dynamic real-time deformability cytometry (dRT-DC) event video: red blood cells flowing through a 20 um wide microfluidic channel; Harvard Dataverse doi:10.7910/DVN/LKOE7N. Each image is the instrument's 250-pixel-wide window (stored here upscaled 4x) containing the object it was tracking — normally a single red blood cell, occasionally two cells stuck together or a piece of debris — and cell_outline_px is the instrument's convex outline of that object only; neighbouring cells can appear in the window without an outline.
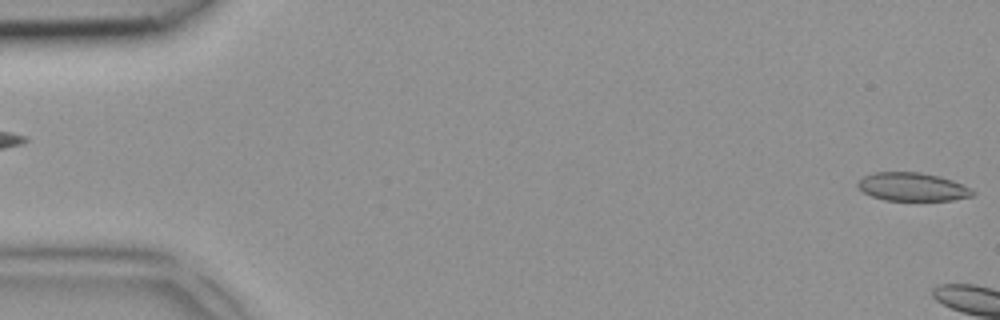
{"species": "common noctule bat (a hibernating species)", "species_latin": "Nyctalus noctula", "temperature_condition": "room temperature", "stored_images_in_passage": 3, "segment_of_instrument_passage": [2, 2], "camera_frame_rate_fps": 3000, "um_per_image_px": 0.085, "animal": {"sex": "female", "body_mass_g": 18.4}, "frame": {"image": 1, "passage_image": 3, "time_ms": 0.667, "image_size_px": [1000, 320], "cell_outline_px": [[976, 192], [972, 196], [952, 200], [884, 200], [872, 196], [856, 188], [856, 184], [864, 176], [876, 172], [920, 172], [940, 176], [952, 180]], "centroid_in_image_um": [77.52, 15.88], "position_along_channel_um": 7.5, "area_um2": 18.84}}